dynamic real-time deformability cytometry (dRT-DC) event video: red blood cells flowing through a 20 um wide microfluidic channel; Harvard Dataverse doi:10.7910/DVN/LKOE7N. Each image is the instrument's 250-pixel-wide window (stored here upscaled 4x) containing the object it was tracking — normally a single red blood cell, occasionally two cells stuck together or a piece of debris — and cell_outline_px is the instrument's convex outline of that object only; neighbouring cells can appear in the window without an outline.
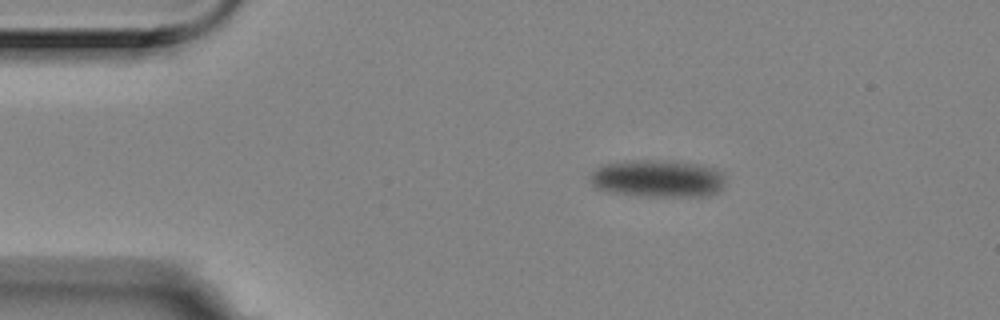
{"species": "Egyptian fruit bat (a non-hibernating species)", "species_latin": "Rousettus aegyptiacus", "temperature_condition": "room temperature", "stored_images_in_passage": 6, "camera_frame_rate_fps": 3000, "um_per_image_px": 0.085, "animal": {"sex": "female"}, "frame": {"image": 1, "passage_image": 1, "time_ms": 0.0, "image_size_px": [1000, 320], "cell_outline_px": [[724, 184], [716, 192], [708, 196], [656, 196], [612, 192], [596, 188], [592, 184], [592, 172], [596, 168], [604, 164], [624, 160], [672, 160], [700, 164], [712, 168], [720, 172], [724, 176]], "centroid_in_image_um": [55.92, 15.15], "position_along_channel_um": 29.1, "area_um2": 29.3}}
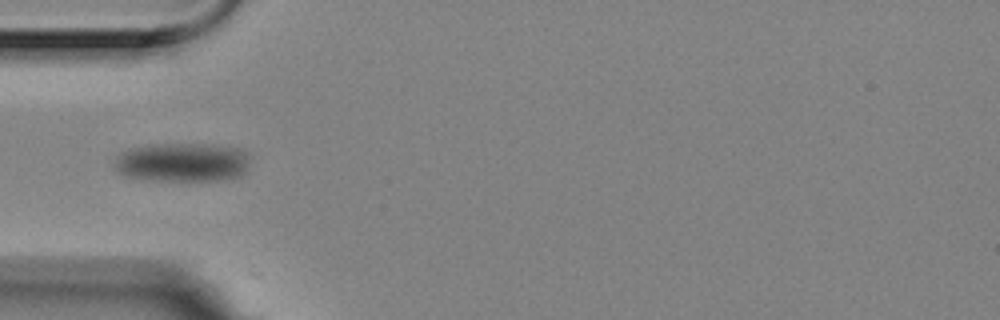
{"frame": {"image": 2, "passage_image": 4, "time_ms": 1.0, "image_size_px": [1000, 320], "cell_outline_px": [[252, 156], [244, 172], [240, 176], [228, 180], [184, 184], [140, 180], [124, 176], [116, 172], [112, 168], [112, 164], [116, 156], [120, 152], [132, 148], [148, 144], [216, 144], [244, 148]], "centroid_in_image_um": [15.5, 13.85], "position_along_channel_um": 69.5, "area_um2": 33.18}}
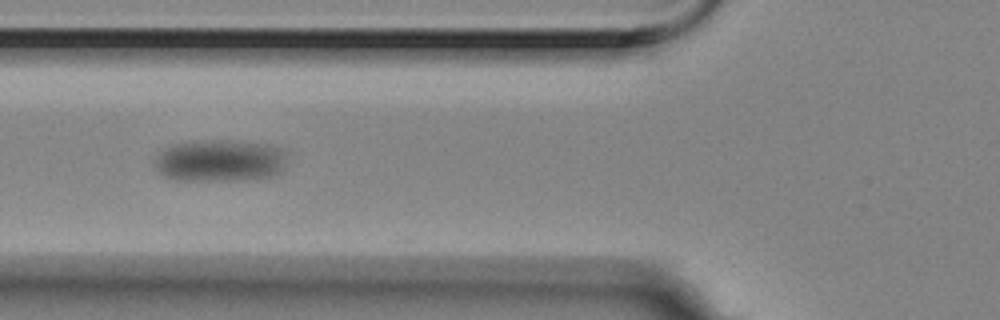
{"frame": {"image": 3, "passage_image": 5, "time_ms": 1.333, "image_size_px": [1000, 320], "cell_outline_px": [[292, 152], [280, 172], [272, 176], [248, 180], [176, 180], [164, 176], [152, 164], [156, 156], [164, 148], [176, 144], [192, 140], [232, 140], [268, 144], [284, 148]], "centroid_in_image_um": [18.76, 13.64], "position_along_channel_um": 107.0, "area_um2": 33.35}}